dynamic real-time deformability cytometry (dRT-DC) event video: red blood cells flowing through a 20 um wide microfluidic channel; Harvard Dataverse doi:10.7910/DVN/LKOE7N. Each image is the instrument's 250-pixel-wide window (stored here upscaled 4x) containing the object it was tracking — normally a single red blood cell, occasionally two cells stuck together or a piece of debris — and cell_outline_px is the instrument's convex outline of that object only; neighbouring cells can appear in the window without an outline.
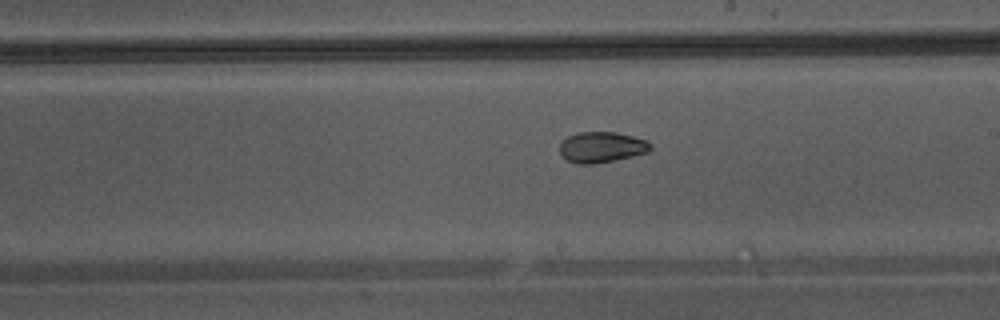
{"species": "Egyptian fruit bat (a non-hibernating species)", "species_latin": "Rousettus aegyptiacus", "temperature_condition": "warm", "stored_images_in_passage": 18, "camera_frame_rate_fps": 3000, "um_per_image_px": 0.085, "animal": {"sex": "male"}, "frame": {"image": 1, "passage_image": 16, "time_ms": 5.0, "image_size_px": [1000, 320], "cell_outline_px": [[652, 148], [648, 152], [632, 156], [592, 164], [576, 164], [568, 160], [560, 152], [560, 144], [568, 136], [576, 132], [616, 132], [632, 136], [644, 140], [652, 144]], "centroid_in_image_um": [51.13, 12.5], "position_along_channel_um": 237.9, "area_um2": 16.07}}